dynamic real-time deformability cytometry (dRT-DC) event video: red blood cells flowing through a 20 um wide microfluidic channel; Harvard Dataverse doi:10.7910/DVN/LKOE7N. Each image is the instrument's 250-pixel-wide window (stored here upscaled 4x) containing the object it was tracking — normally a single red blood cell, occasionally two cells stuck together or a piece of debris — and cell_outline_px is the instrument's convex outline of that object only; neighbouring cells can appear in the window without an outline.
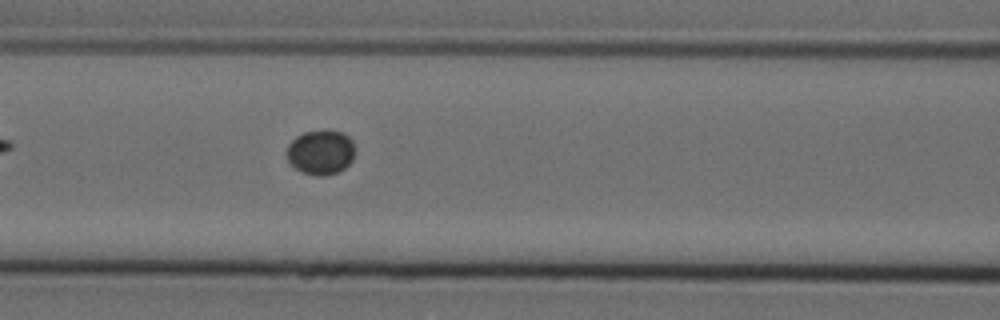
{"species": "Egyptian fruit bat (a non-hibernating species)", "species_latin": "Rousettus aegyptiacus", "temperature_condition": "cold", "stored_images_in_passage": 3, "camera_frame_rate_fps": 3000, "um_per_image_px": 0.085, "animal": {"sex": "female"}, "frame": {"image": 1, "passage_image": 3, "time_ms": 0.667, "image_size_px": [1000, 320], "cell_outline_px": [[352, 160], [344, 168], [336, 172], [324, 176], [316, 176], [300, 172], [288, 160], [284, 152], [288, 144], [296, 136], [304, 132], [324, 128], [344, 132], [352, 140]], "centroid_in_image_um": [27.21, 12.91], "position_along_channel_um": 139.4, "area_um2": 18.03}}